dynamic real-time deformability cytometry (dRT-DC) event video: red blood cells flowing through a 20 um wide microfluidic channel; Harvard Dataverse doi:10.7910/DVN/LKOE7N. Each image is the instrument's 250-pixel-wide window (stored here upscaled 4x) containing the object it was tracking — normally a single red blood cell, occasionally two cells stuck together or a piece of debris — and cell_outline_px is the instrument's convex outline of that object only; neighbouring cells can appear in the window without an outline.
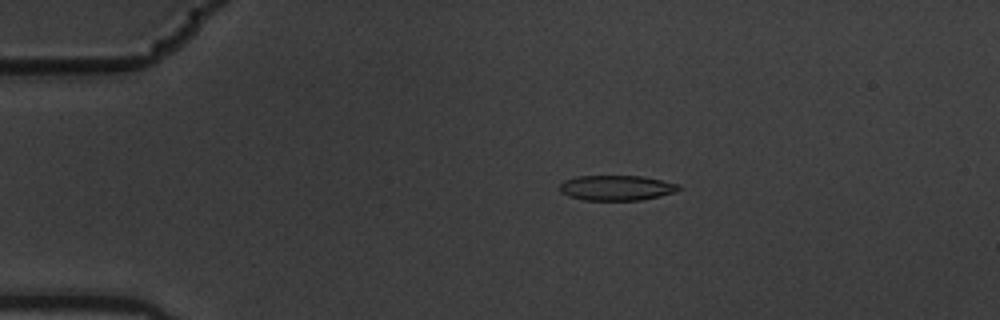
{"species": "common noctule bat (a hibernating species)", "species_latin": "Nyctalus noctula", "temperature_condition": "warm", "stored_images_in_passage": 5, "camera_frame_rate_fps": 3000, "um_per_image_px": 0.085, "animal": {"sex": "male", "body_mass_g": 19.5, "forearm_length_mm": 54.6}, "frame": {"image": 1, "passage_image": 2, "time_ms": 0.333, "image_size_px": [1000, 320], "cell_outline_px": [[680, 188], [676, 192], [660, 196], [640, 200], [584, 200], [568, 196], [560, 192], [560, 184], [564, 180], [576, 176], [644, 176], [680, 184]], "centroid_in_image_um": [52.41, 15.96], "position_along_channel_um": 32.6, "area_um2": 17.57}}
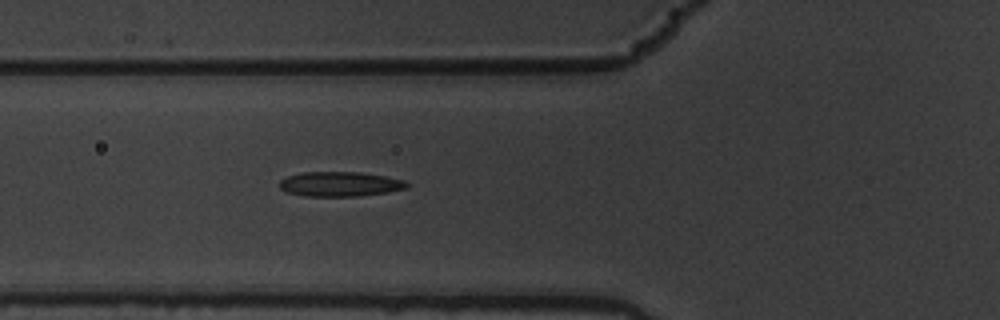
{"frame": {"image": 2, "passage_image": 5, "time_ms": 1.333, "image_size_px": [1000, 320], "cell_outline_px": [[408, 188], [384, 192], [356, 196], [304, 196], [288, 192], [280, 188], [280, 180], [288, 176], [300, 172], [360, 172], [384, 176], [404, 180], [408, 184]], "centroid_in_image_um": [28.87, 15.64], "position_along_channel_um": 96.9, "area_um2": 18.15}}